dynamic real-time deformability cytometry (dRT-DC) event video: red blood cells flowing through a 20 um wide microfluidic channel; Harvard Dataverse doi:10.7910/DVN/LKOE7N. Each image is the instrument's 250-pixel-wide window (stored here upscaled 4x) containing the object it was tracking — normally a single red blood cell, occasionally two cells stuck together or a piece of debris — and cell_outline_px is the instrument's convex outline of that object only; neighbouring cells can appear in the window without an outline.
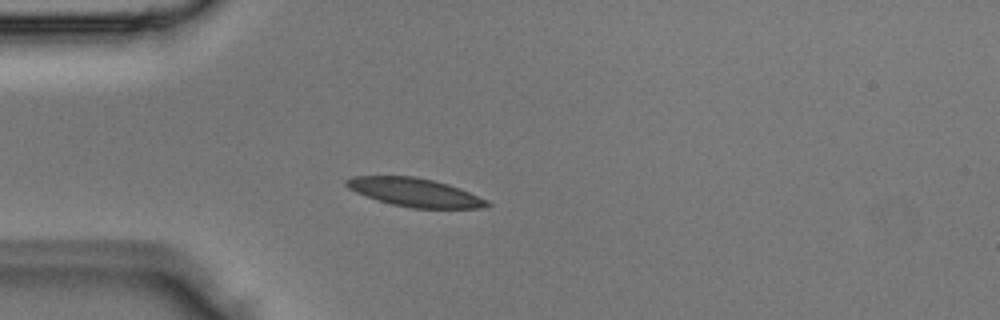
{"species": "Egyptian fruit bat (a non-hibernating species)", "species_latin": "Rousettus aegyptiacus", "temperature_condition": "room temperature", "stored_images_in_passage": 3, "camera_frame_rate_fps": 3000, "um_per_image_px": 0.085, "animal": {"sex": "male"}, "frame": {"image": 1, "passage_image": 3, "time_ms": 0.667, "image_size_px": [1000, 320], "cell_outline_px": [[492, 204], [480, 208], [412, 208], [392, 204], [376, 200], [356, 192], [348, 188], [344, 184], [344, 180], [352, 176], [416, 176], [448, 184], [460, 188], [488, 200]], "centroid_in_image_um": [35.24, 16.35], "position_along_channel_um": 49.8, "area_um2": 23.35}}